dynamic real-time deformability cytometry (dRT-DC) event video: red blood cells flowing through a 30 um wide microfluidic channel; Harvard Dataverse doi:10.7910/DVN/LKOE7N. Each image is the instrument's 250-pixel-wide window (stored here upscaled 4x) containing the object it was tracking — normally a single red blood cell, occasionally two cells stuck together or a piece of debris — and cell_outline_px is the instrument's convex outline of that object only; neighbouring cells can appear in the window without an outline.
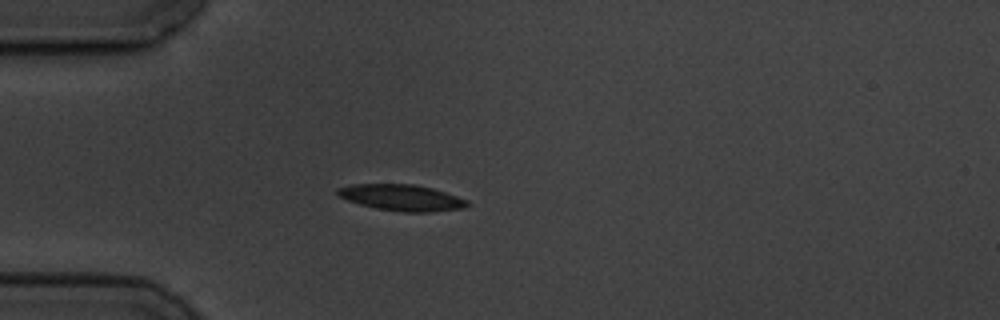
{"species": "common noctule bat (a hibernating species)", "species_latin": "Nyctalus noctula", "temperature_condition": "cold", "stored_images_in_passage": 9, "camera_frame_rate_fps": 3000, "um_per_image_px": 0.085, "animal": {"sex": "male", "body_mass_g": 19.5, "forearm_length_mm": 54.6}, "frame": {"image": 1, "passage_image": 3, "time_ms": 2.333, "image_size_px": [1000, 320], "cell_outline_px": [[468, 204], [464, 208], [432, 212], [404, 212], [376, 208], [360, 204], [348, 200], [340, 196], [336, 192], [336, 188], [352, 184], [416, 184], [432, 188], [468, 200]], "centroid_in_image_um": [34.14, 16.79], "position_along_channel_um": 50.9, "area_um2": 19.71}}
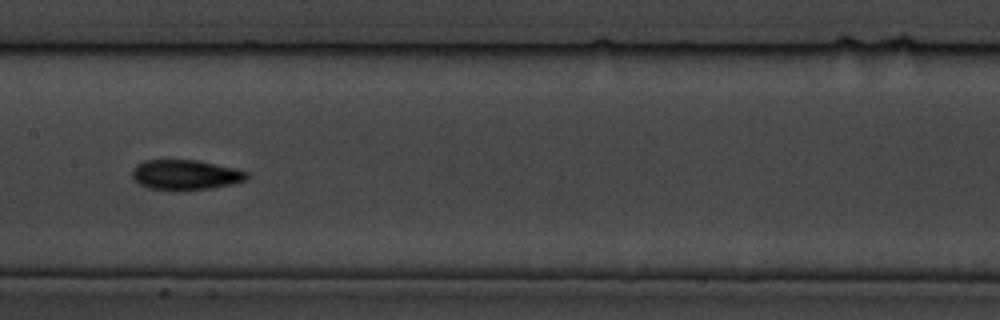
{"frame": {"image": 2, "passage_image": 7, "time_ms": 6.667, "image_size_px": [1000, 320], "cell_outline_px": [[248, 176], [244, 180], [232, 184], [208, 188], [148, 188], [140, 184], [132, 176], [132, 168], [136, 164], [144, 160], [200, 160], [236, 168], [248, 172]], "centroid_in_image_um": [15.77, 14.81], "position_along_channel_um": 191.6, "area_um2": 19.54}}
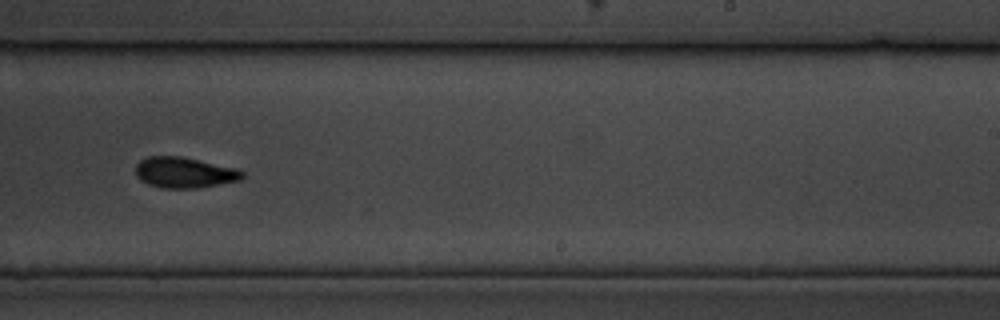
{"frame": {"image": 3, "passage_image": 9, "time_ms": 9.0, "image_size_px": [1000, 320], "cell_outline_px": [[244, 176], [240, 180], [196, 188], [160, 188], [148, 184], [140, 180], [136, 176], [136, 164], [140, 160], [148, 156], [180, 156], [240, 168], [244, 172]], "centroid_in_image_um": [15.68, 14.66], "position_along_channel_um": 273.3, "area_um2": 19.31}}